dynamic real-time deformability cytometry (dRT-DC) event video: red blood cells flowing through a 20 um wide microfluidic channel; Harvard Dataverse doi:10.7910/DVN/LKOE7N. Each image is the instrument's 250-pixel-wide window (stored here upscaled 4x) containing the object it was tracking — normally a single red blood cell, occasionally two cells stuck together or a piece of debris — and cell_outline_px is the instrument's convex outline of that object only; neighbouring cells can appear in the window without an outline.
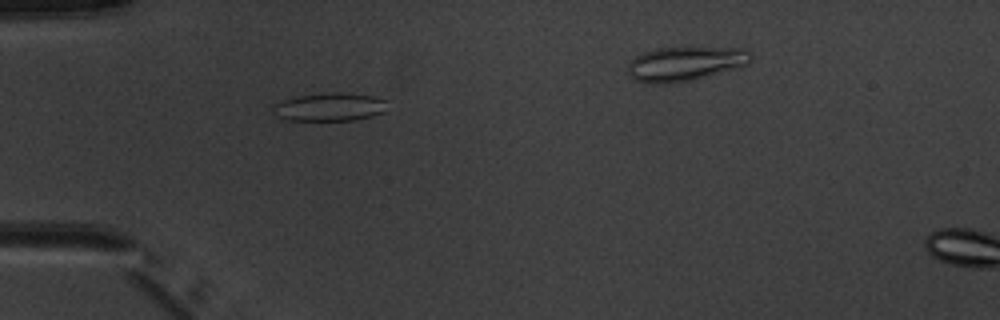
{"species": "common noctule bat (a hibernating species)", "species_latin": "Nyctalus noctula", "temperature_condition": "warm", "stored_images_in_passage": 5, "camera_frame_rate_fps": 3000, "um_per_image_px": 0.085, "animal": {"sex": "male", "body_mass_g": 20.1, "forearm_length_mm": 53.5}, "frame": {"image": 1, "passage_image": 4, "time_ms": 4.333, "image_size_px": [1000, 320], "cell_outline_px": [[388, 100], [384, 112], [372, 116], [356, 120], [288, 120], [276, 116], [268, 104], [300, 96], [324, 92], [340, 92], [372, 96]], "centroid_in_image_um": [27.98, 9.09], "position_along_channel_um": 57.0, "area_um2": 19.02}}